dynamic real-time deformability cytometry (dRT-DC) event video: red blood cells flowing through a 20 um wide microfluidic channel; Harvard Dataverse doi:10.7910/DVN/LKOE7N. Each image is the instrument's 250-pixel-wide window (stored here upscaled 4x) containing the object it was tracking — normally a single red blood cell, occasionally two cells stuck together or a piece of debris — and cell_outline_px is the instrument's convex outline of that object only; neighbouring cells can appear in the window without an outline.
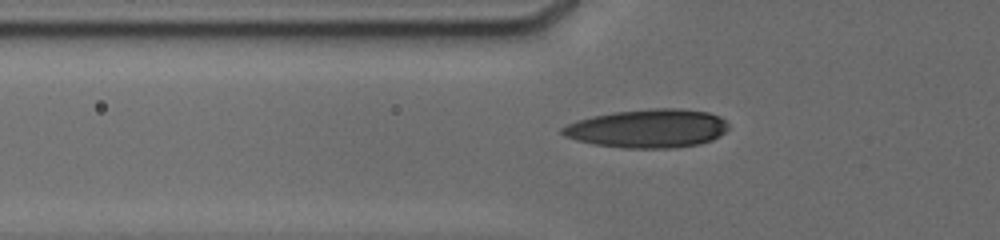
{"species": "human", "species_latin": "Homo sapiens", "temperature_condition": "cold", "stored_images_in_passage": 6, "camera_frame_rate_fps": 3000, "um_per_image_px": 0.085, "donor": {"sex": "male"}, "frame": {"image": 1, "passage_image": 4, "time_ms": 1.333, "image_size_px": [1000, 240], "cell_outline_px": [[728, 128], [720, 136], [712, 140], [700, 144], [672, 148], [624, 148], [592, 144], [576, 140], [564, 136], [560, 132], [560, 128], [576, 120], [592, 116], [612, 112], [652, 108], [680, 108], [708, 112], [720, 116], [728, 124]], "centroid_in_image_um": [55.05, 10.92], "position_along_channel_um": 70.8, "area_um2": 37.63}}